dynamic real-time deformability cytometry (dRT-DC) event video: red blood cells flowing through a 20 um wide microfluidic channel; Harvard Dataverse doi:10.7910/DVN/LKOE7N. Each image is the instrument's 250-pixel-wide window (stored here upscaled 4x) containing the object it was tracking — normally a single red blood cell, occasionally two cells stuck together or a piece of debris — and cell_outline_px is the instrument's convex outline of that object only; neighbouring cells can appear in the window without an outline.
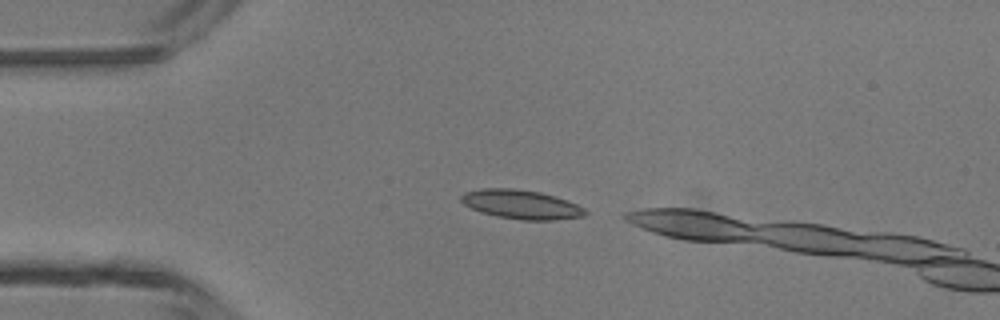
{"species": "common noctule bat (a hibernating species)", "species_latin": "Nyctalus noctula", "temperature_condition": "room temperature", "stored_images_in_passage": 5, "camera_frame_rate_fps": 3000, "um_per_image_px": 0.085, "animal": {"sex": "male", "body_mass_g": 13.3}, "frame": {"image": 1, "passage_image": 2, "time_ms": 0.333, "image_size_px": [1000, 320], "cell_outline_px": [[588, 212], [584, 216], [552, 220], [524, 220], [496, 216], [480, 212], [464, 204], [460, 200], [460, 196], [464, 192], [480, 188], [512, 188], [540, 192], [568, 200], [584, 208]], "centroid_in_image_um": [44.28, 17.37], "position_along_channel_um": 40.7, "area_um2": 21.04}}